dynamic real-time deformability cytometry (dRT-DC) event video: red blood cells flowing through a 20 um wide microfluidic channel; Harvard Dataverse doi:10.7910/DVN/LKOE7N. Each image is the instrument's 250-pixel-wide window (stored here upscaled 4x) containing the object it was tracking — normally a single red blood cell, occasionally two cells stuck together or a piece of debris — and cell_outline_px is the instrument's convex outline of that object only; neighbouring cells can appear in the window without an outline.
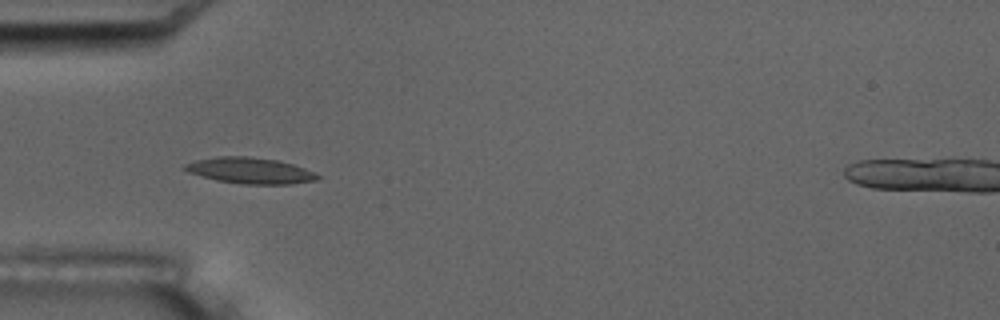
{"species": "common noctule bat (a hibernating species)", "species_latin": "Nyctalus noctula", "temperature_condition": "room temperature", "stored_images_in_passage": 8, "camera_frame_rate_fps": 3000, "um_per_image_px": 0.085, "animal": {"sex": "male", "body_mass_g": 17.5, "forearm_length_mm": 52.3}, "frame": {"image": 1, "passage_image": 7, "time_ms": 7.0, "image_size_px": [1000, 320], "cell_outline_px": [[320, 176], [316, 180], [292, 184], [244, 184], [216, 180], [188, 172], [180, 168], [184, 164], [196, 160], [216, 156], [248, 156], [276, 160], [292, 164], [304, 168]], "centroid_in_image_um": [21.2, 14.49], "position_along_channel_um": 63.8, "area_um2": 20.06}}